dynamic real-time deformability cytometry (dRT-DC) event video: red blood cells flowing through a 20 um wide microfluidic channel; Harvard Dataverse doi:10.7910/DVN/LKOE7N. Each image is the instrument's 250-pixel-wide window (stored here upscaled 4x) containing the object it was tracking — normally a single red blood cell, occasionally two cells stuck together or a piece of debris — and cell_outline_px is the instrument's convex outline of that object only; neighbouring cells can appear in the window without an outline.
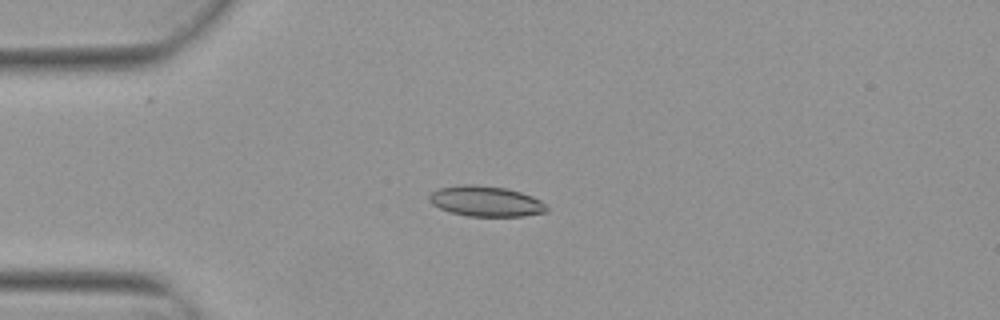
{"species": "Egyptian fruit bat (a non-hibernating species)", "species_latin": "Rousettus aegyptiacus", "temperature_condition": "warm", "stored_images_in_passage": 5, "camera_frame_rate_fps": 3000, "um_per_image_px": 0.085, "animal": {"sex": "female"}, "frame": {"image": 1, "passage_image": 4, "time_ms": 1.0, "image_size_px": [1000, 320], "cell_outline_px": [[548, 212], [524, 216], [468, 216], [452, 212], [440, 208], [432, 204], [428, 200], [428, 196], [432, 192], [440, 188], [460, 184], [476, 184], [508, 188], [532, 196], [540, 200], [548, 208]], "centroid_in_image_um": [41.3, 17.1], "position_along_channel_um": 43.7, "area_um2": 20.92}}